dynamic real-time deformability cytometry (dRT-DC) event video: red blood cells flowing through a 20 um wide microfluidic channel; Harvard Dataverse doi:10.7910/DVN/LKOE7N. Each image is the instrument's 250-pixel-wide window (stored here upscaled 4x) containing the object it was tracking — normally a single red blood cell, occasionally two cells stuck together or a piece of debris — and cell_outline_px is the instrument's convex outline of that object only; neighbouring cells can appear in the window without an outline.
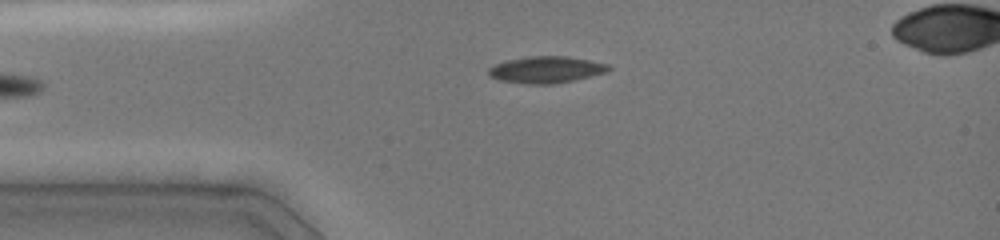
{"species": "common noctule bat (a hibernating species)", "species_latin": "Nyctalus noctula", "temperature_condition": "cold", "stored_images_in_passage": 36, "camera_frame_rate_fps": 3000, "um_per_image_px": 0.085, "animal": {"sex": "female", "body_mass_g": 19.0, "forearm_length_mm": 51.5}, "frame": {"image": 1, "passage_image": 1, "time_ms": 0.0, "image_size_px": [1000, 240], "cell_outline_px": [[612, 68], [608, 72], [576, 80], [552, 84], [524, 84], [500, 80], [488, 76], [488, 68], [496, 64], [508, 60], [528, 56], [568, 56], [608, 64]], "centroid_in_image_um": [46.44, 5.93], "position_along_channel_um": 38.6, "area_um2": 18.79}}
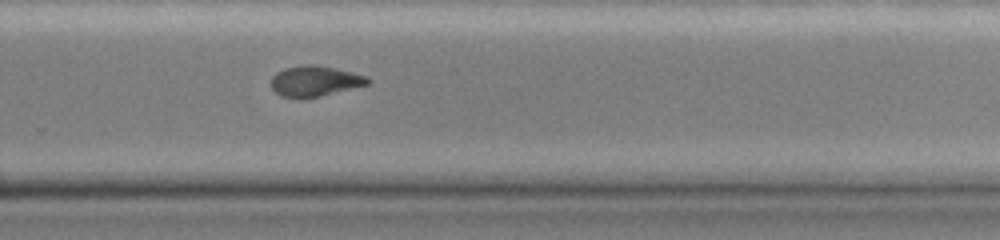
{"frame": {"image": 2, "passage_image": 21, "time_ms": 7.0, "image_size_px": [1000, 240], "cell_outline_px": [[372, 80], [368, 84], [320, 96], [280, 96], [272, 88], [272, 76], [276, 72], [284, 68], [300, 64], [316, 64], [352, 72], [368, 76]], "centroid_in_image_um": [26.78, 6.85], "position_along_channel_um": 303.0, "area_um2": 16.94}}
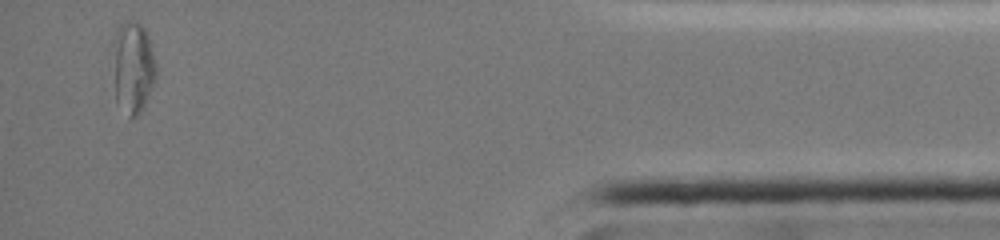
{"frame": {"image": 3, "passage_image": 33, "time_ms": 11.333, "image_size_px": [1000, 240], "cell_outline_px": [[156, 76], [144, 104], [140, 112], [136, 116], [132, 116], [116, 104], [112, 48], [112, 44], [116, 28], [120, 24], [128, 20], [136, 20], [144, 28], [148, 36], [156, 64]], "centroid_in_image_um": [11.27, 5.65], "position_along_channel_um": 423.9, "area_um2": 23.06}}